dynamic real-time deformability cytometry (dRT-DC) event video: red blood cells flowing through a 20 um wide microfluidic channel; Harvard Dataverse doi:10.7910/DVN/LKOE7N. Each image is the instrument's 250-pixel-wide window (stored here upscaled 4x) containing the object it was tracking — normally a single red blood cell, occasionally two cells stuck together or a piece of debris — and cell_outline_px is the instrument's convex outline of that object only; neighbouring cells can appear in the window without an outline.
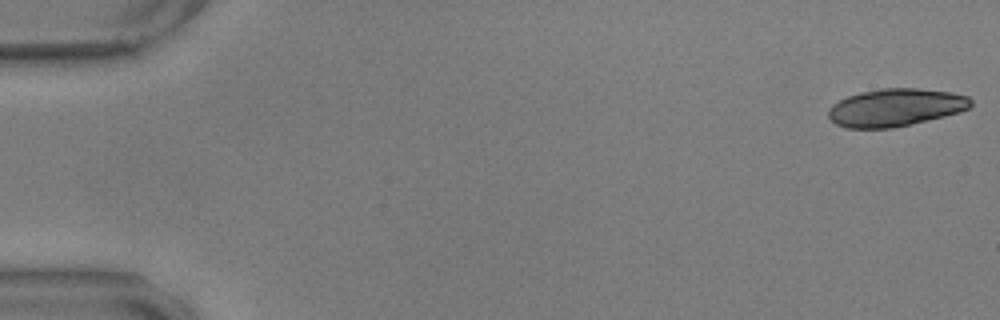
{"species": "common noctule bat (a hibernating species)", "species_latin": "Nyctalus noctula", "temperature_condition": "warm", "stored_images_in_passage": 56, "camera_frame_rate_fps": 3000, "um_per_image_px": 0.085, "animal": {"sex": "male", "body_mass_g": 17.9, "forearm_length_mm": 54.2}, "frame": {"image": 1, "passage_image": 1, "time_ms": 0.0, "image_size_px": [1000, 320], "cell_outline_px": [[972, 104], [968, 108], [960, 112], [944, 116], [892, 128], [844, 128], [836, 124], [828, 116], [828, 108], [832, 104], [848, 96], [860, 92], [880, 88], [916, 88], [948, 92], [968, 96], [972, 100]], "centroid_in_image_um": [76.09, 9.13], "position_along_channel_um": 8.9, "area_um2": 31.15}}